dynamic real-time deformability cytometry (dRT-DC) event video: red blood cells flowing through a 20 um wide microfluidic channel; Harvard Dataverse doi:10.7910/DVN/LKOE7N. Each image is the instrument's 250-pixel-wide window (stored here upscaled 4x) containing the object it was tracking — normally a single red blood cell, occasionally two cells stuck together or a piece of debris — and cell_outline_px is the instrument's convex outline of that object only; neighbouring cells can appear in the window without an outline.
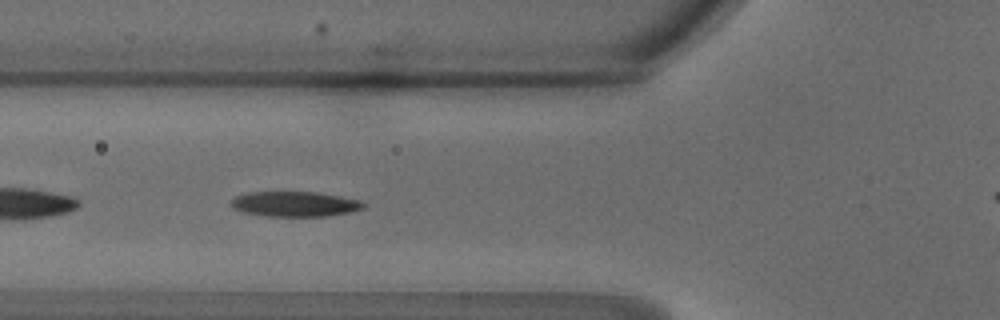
{"species": "common noctule bat (a hibernating species)", "species_latin": "Nyctalus noctula", "temperature_condition": "warm", "stored_images_in_passage": 45, "segment_of_instrument_passage": [2, 2], "camera_frame_rate_fps": 3000, "um_per_image_px": 0.085, "animal": {"sex": "male", "body_mass_g": 18.8}, "frame": {"image": 1, "passage_image": 15, "time_ms": 4.667, "image_size_px": [1000, 320], "cell_outline_px": [[368, 204], [364, 208], [352, 212], [328, 216], [264, 216], [244, 212], [232, 208], [232, 200], [236, 196], [248, 192], [316, 192], [340, 196], [360, 200]], "centroid_in_image_um": [25.11, 17.34], "position_along_channel_um": 100.7, "area_um2": 19.48}}
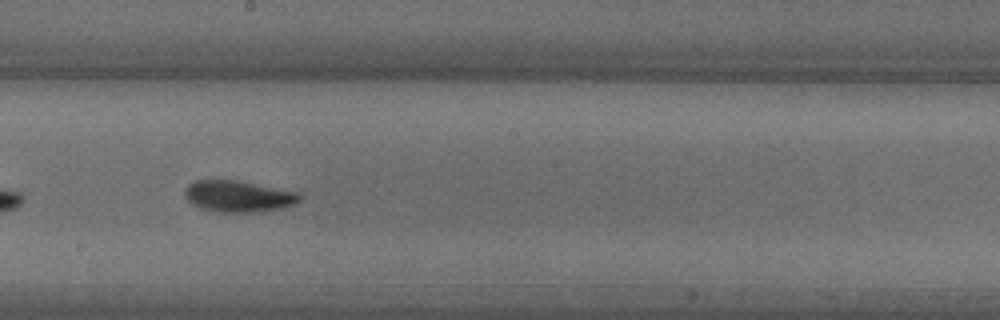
{"frame": {"image": 2, "passage_image": 24, "time_ms": 7.667, "image_size_px": [1000, 320], "cell_outline_px": [[300, 200], [296, 204], [280, 208], [256, 212], [220, 212], [200, 208], [192, 204], [184, 196], [184, 188], [188, 184], [196, 180], [236, 180], [300, 192]], "centroid_in_image_um": [20.24, 16.68], "position_along_channel_um": 228.0, "area_um2": 21.1}}
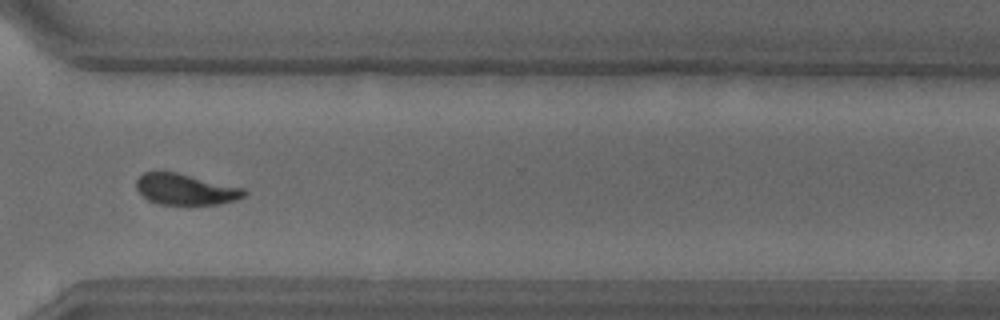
{"frame": {"image": 3, "passage_image": 33, "time_ms": 10.667, "image_size_px": [1000, 320], "cell_outline_px": [[248, 192], [244, 196], [236, 200], [220, 204], [160, 204], [148, 200], [136, 188], [136, 180], [144, 172], [176, 172], [244, 188]], "centroid_in_image_um": [15.79, 16.09], "position_along_channel_um": 354.8, "area_um2": 19.31}}